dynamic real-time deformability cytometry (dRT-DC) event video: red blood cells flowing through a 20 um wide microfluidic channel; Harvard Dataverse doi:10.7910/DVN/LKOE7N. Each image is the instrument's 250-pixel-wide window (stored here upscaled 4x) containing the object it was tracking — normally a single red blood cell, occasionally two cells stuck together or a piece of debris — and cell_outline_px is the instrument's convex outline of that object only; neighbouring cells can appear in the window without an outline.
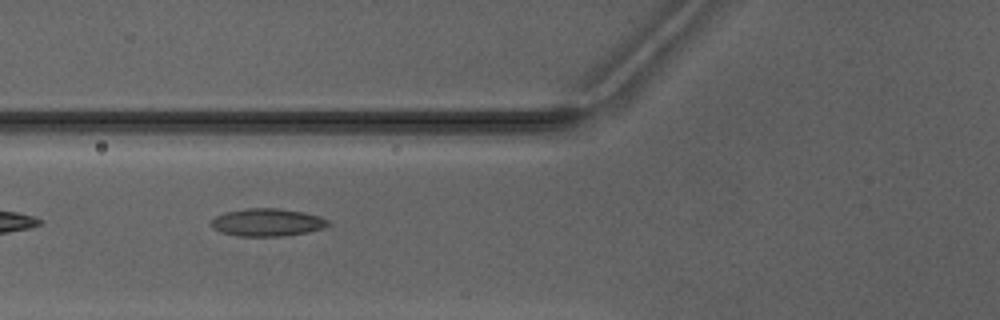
{"species": "Egyptian fruit bat (a non-hibernating species)", "species_latin": "Rousettus aegyptiacus", "temperature_condition": "warm", "stored_images_in_passage": 6, "camera_frame_rate_fps": 3000, "um_per_image_px": 0.085, "animal": {"sex": "male"}, "frame": {"image": 1, "passage_image": 3, "time_ms": 3.333, "image_size_px": [1000, 320], "cell_outline_px": [[328, 224], [324, 228], [308, 232], [280, 236], [236, 236], [220, 232], [212, 228], [212, 220], [216, 216], [224, 212], [248, 208], [280, 208], [304, 212], [320, 216], [328, 220]], "centroid_in_image_um": [22.71, 18.9], "position_along_channel_um": 103.1, "area_um2": 18.9}}
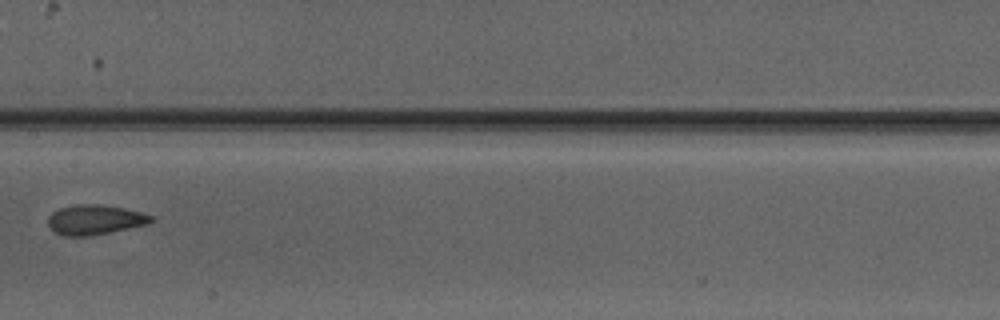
{"frame": {"image": 2, "passage_image": 5, "time_ms": 5.667, "image_size_px": [1000, 320], "cell_outline_px": [[156, 220], [148, 224], [112, 232], [88, 236], [60, 236], [48, 224], [48, 216], [52, 212], [60, 208], [76, 204], [100, 204], [124, 208], [140, 212], [152, 216]], "centroid_in_image_um": [8.08, 18.68], "position_along_channel_um": 199.3, "area_um2": 18.03}}
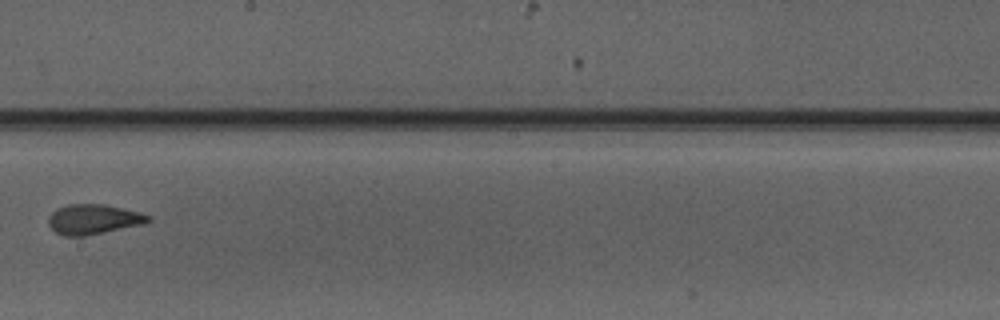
{"frame": {"image": 3, "passage_image": 6, "time_ms": 6.667, "image_size_px": [1000, 320], "cell_outline_px": [[152, 220], [144, 224], [84, 236], [64, 236], [56, 232], [48, 224], [48, 216], [56, 208], [68, 204], [104, 204], [140, 212], [152, 216]], "centroid_in_image_um": [7.95, 18.63], "position_along_channel_um": 240.3, "area_um2": 17.51}}